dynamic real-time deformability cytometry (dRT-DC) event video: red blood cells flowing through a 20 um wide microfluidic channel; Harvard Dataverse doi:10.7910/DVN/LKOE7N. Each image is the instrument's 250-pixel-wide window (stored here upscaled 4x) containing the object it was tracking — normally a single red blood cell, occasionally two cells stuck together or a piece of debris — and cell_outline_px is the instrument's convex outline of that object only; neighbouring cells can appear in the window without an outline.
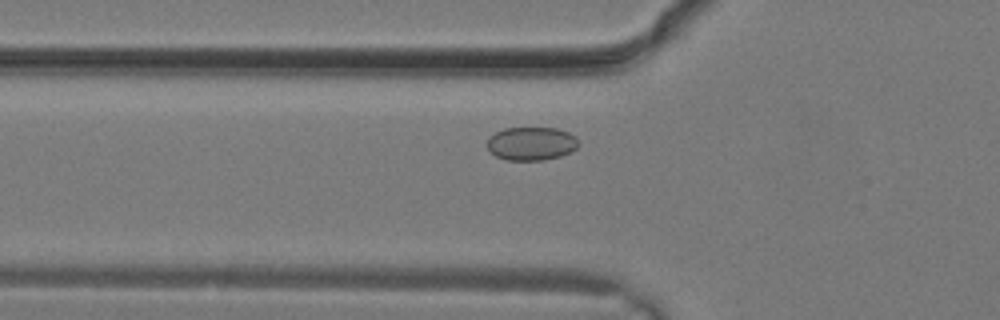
{"species": "common noctule bat (a hibernating species)", "species_latin": "Nyctalus noctula", "temperature_condition": "warm", "stored_images_in_passage": 15, "camera_frame_rate_fps": 3000, "um_per_image_px": 0.085, "animal": {"sex": "male", "body_mass_g": 19.2, "forearm_length_mm": 51.8}, "frame": {"image": 1, "passage_image": 7, "time_ms": 2.0, "image_size_px": [1000, 320], "cell_outline_px": [[580, 144], [572, 152], [560, 156], [544, 160], [508, 160], [496, 156], [488, 148], [488, 136], [504, 128], [556, 128], [568, 132], [576, 136]], "centroid_in_image_um": [45.2, 12.2], "position_along_channel_um": 80.6, "area_um2": 17.86}}
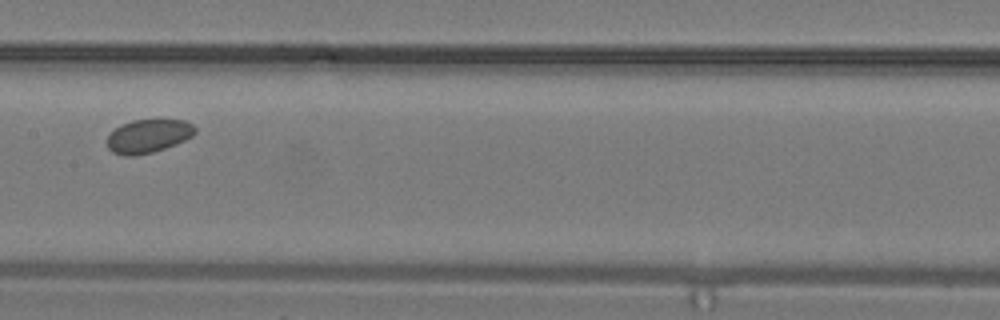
{"frame": {"image": 2, "passage_image": 12, "time_ms": 3.667, "image_size_px": [1000, 320], "cell_outline_px": [[196, 132], [192, 136], [176, 144], [152, 152], [132, 156], [124, 156], [112, 152], [108, 148], [108, 132], [120, 124], [132, 120], [184, 120], [192, 124], [196, 128]], "centroid_in_image_um": [12.57, 11.56], "position_along_channel_um": 194.8, "area_um2": 17.22}}
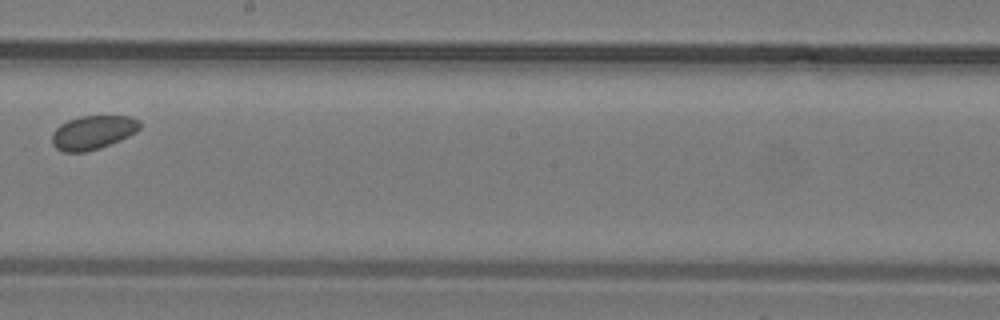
{"frame": {"image": 3, "passage_image": 14, "time_ms": 4.333, "image_size_px": [1000, 320], "cell_outline_px": [[140, 128], [136, 132], [120, 140], [100, 148], [84, 152], [64, 152], [56, 148], [52, 144], [52, 132], [60, 124], [68, 120], [80, 116], [132, 116], [140, 120]], "centroid_in_image_um": [7.89, 11.25], "position_along_channel_um": 240.3, "area_um2": 17.4}}